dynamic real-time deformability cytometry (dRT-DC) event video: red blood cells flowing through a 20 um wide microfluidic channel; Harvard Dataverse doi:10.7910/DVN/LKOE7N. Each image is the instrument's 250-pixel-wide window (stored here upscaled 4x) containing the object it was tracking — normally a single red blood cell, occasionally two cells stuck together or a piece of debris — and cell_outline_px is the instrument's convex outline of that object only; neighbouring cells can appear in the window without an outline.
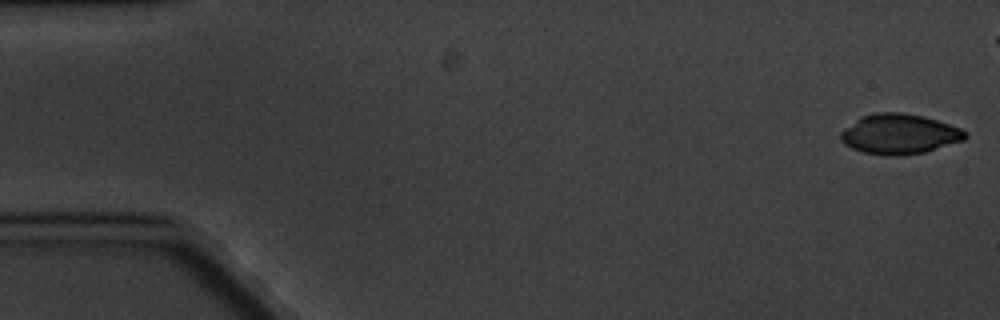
{"species": "common noctule bat (a hibernating species)", "species_latin": "Nyctalus noctula", "temperature_condition": "cold", "stored_images_in_passage": 6, "camera_frame_rate_fps": 3000, "um_per_image_px": 0.085, "animal": {"sex": "male", "body_mass_g": 20.1, "forearm_length_mm": 53.5}, "frame": {"image": 1, "passage_image": 1, "time_ms": 0.0, "image_size_px": [1000, 320], "cell_outline_px": [[968, 136], [964, 140], [924, 152], [892, 156], [888, 156], [864, 152], [852, 148], [844, 144], [840, 140], [840, 132], [844, 128], [860, 116], [876, 112], [900, 112], [924, 116], [960, 128], [968, 132]], "centroid_in_image_um": [76.42, 11.38], "position_along_channel_um": 8.6, "area_um2": 29.07}}
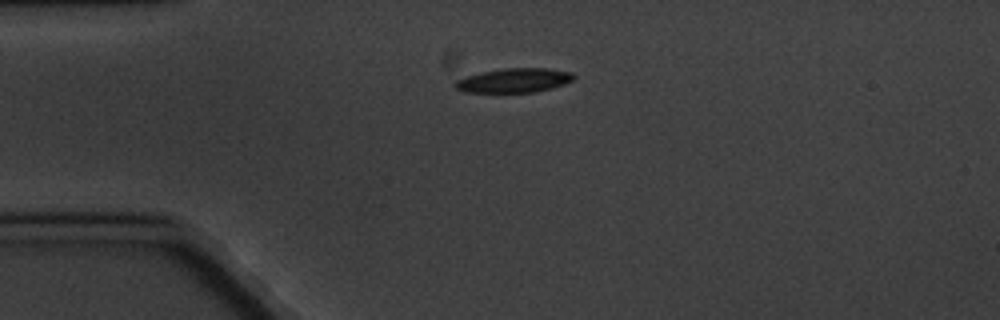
{"frame": {"image": 2, "passage_image": 6, "time_ms": 6.667, "image_size_px": [1000, 320], "cell_outline_px": [[576, 76], [572, 80], [564, 84], [552, 88], [536, 92], [464, 92], [456, 88], [452, 84], [456, 80], [468, 76], [484, 72], [504, 68], [548, 68], [572, 72]], "centroid_in_image_um": [43.72, 6.83], "position_along_channel_um": 41.3, "area_um2": 16.7}}